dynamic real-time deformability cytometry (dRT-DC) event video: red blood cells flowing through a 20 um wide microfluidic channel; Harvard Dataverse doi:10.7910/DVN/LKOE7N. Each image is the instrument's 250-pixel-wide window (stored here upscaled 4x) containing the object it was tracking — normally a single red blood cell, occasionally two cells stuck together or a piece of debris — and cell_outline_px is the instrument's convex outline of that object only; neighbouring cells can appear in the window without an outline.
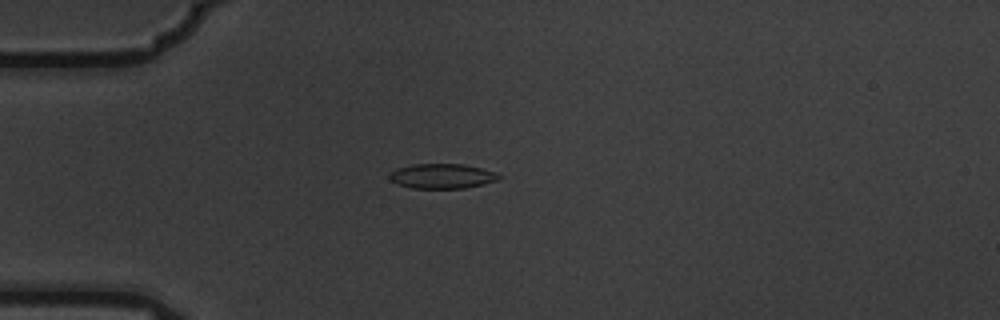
{"species": "common noctule bat (a hibernating species)", "species_latin": "Nyctalus noctula", "temperature_condition": "warm", "stored_images_in_passage": 1, "camera_frame_rate_fps": 3000, "um_per_image_px": 0.085, "animal": {"sex": "male", "body_mass_g": 19.5, "forearm_length_mm": 54.6}, "frame": {"image": 1, "passage_image": 1, "time_ms": 0.0, "image_size_px": [1000, 320], "cell_outline_px": [[500, 176], [496, 180], [484, 184], [464, 188], [412, 188], [396, 184], [388, 180], [388, 176], [396, 168], [412, 164], [464, 164], [496, 172]], "centroid_in_image_um": [37.52, 14.97], "position_along_channel_um": 47.5, "area_um2": 15.84}}